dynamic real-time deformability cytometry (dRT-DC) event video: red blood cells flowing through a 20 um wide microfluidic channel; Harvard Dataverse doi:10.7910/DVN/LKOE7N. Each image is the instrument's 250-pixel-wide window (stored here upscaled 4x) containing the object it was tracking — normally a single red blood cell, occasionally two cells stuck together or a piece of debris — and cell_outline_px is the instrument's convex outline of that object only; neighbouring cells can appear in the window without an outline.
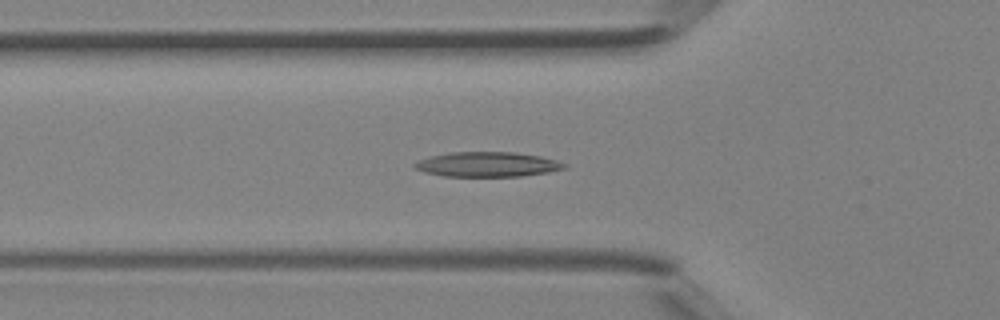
{"species": "Egyptian fruit bat (a non-hibernating species)", "species_latin": "Rousettus aegyptiacus", "temperature_condition": "room temperature", "stored_images_in_passage": 32, "camera_frame_rate_fps": 3000, "um_per_image_px": 0.085, "animal": {"sex": "female"}, "frame": {"image": 1, "passage_image": 3, "time_ms": 0.667, "image_size_px": [1000, 320], "cell_outline_px": [[568, 168], [548, 172], [520, 176], [444, 176], [424, 172], [412, 168], [412, 164], [416, 160], [432, 156], [452, 152], [512, 152], [540, 156], [556, 160], [568, 164]], "centroid_in_image_um": [41.41, 13.97], "position_along_channel_um": 84.4, "area_um2": 21.73}}
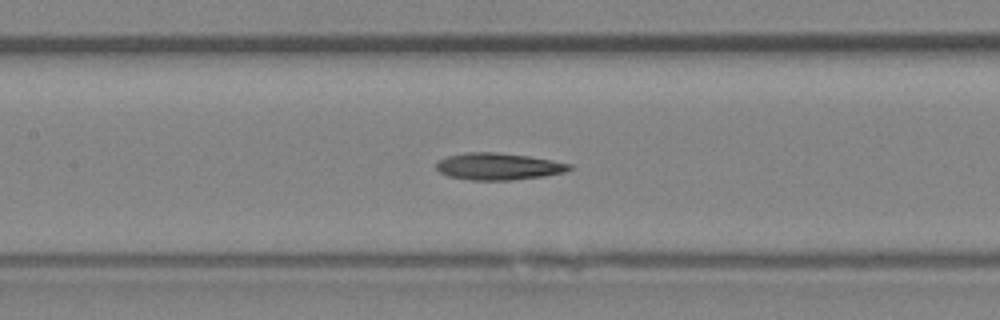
{"frame": {"image": 2, "passage_image": 8, "time_ms": 2.333, "image_size_px": [1000, 320], "cell_outline_px": [[572, 168], [564, 172], [544, 176], [512, 180], [472, 180], [448, 176], [440, 172], [436, 168], [436, 164], [440, 160], [448, 156], [464, 152], [496, 152], [528, 156], [552, 160], [572, 164]], "centroid_in_image_um": [42.36, 14.14], "position_along_channel_um": 165.0, "area_um2": 20.81}}
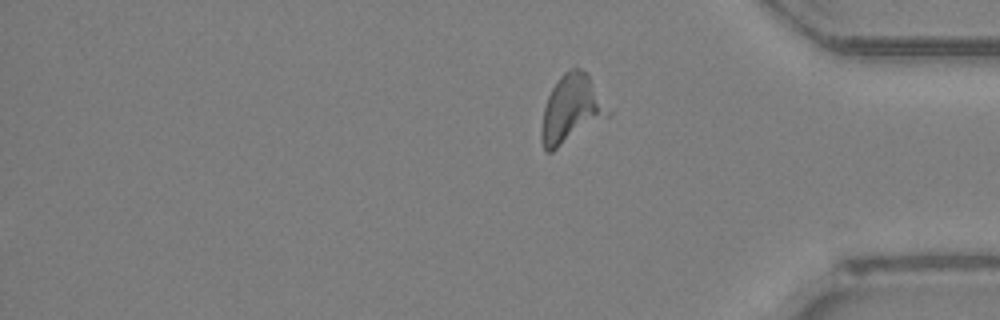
{"frame": {"image": 3, "passage_image": 32, "time_ms": 10.333, "image_size_px": [1000, 320], "cell_outline_px": [[612, 112], [608, 116], [552, 152], [548, 152], [544, 148], [540, 136], [540, 128], [544, 108], [548, 96], [552, 88], [560, 76], [568, 68], [580, 68], [588, 76]], "centroid_in_image_um": [48.54, 9.29], "position_along_channel_um": 386.7, "area_um2": 26.07}}